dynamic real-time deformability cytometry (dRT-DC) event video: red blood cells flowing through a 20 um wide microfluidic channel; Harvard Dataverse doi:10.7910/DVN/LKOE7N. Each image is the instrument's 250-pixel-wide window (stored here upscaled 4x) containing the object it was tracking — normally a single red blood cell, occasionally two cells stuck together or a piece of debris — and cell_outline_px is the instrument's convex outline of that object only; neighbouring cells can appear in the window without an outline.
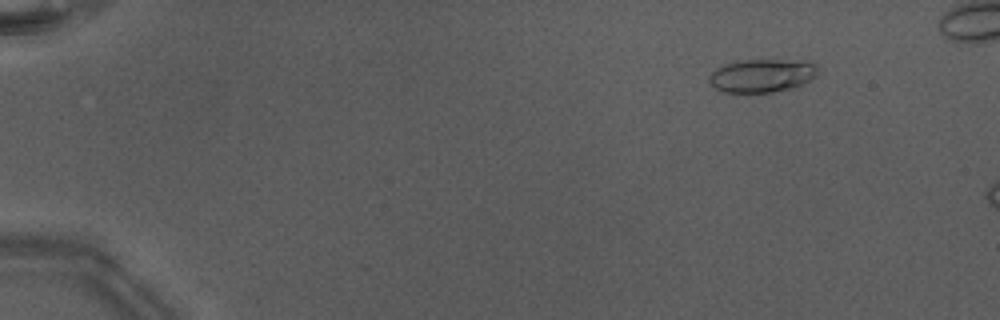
{"species": "Egyptian fruit bat (a non-hibernating species)", "species_latin": "Rousettus aegyptiacus", "temperature_condition": "warm", "stored_images_in_passage": 7, "camera_frame_rate_fps": 3000, "um_per_image_px": 0.085, "animal": {"sex": "male"}, "frame": {"image": 1, "passage_image": 1, "time_ms": 0.0, "image_size_px": [1000, 320], "cell_outline_px": [[820, 72], [812, 80], [792, 88], [772, 92], [720, 92], [708, 80], [708, 76], [716, 68], [724, 64], [744, 60], [776, 60], [816, 64]], "centroid_in_image_um": [64.75, 6.44], "position_along_channel_um": 20.3, "area_um2": 20.87}}